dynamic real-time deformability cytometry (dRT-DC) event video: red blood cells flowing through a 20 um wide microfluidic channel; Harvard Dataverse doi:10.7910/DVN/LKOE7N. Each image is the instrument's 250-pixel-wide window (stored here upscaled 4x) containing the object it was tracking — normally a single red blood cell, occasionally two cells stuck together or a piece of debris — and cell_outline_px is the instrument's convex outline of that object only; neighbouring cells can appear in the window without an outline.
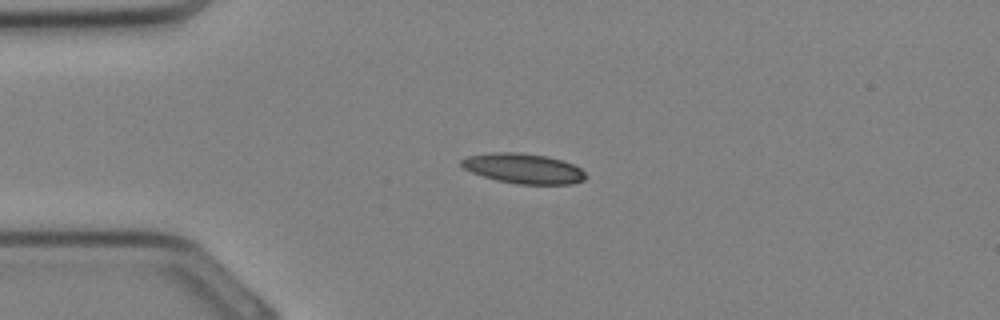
{"species": "Egyptian fruit bat (a non-hibernating species)", "species_latin": "Rousettus aegyptiacus", "temperature_condition": "cold", "stored_images_in_passage": 26, "camera_frame_rate_fps": 3000, "um_per_image_px": 0.085, "animal": {"sex": "female"}, "frame": {"image": 1, "passage_image": 1, "time_ms": 0.0, "image_size_px": [1000, 320], "cell_outline_px": [[584, 180], [572, 184], [516, 184], [496, 180], [472, 172], [464, 168], [460, 164], [460, 160], [468, 156], [488, 152], [520, 152], [548, 156], [572, 164], [580, 168], [584, 172]], "centroid_in_image_um": [44.46, 14.31], "position_along_channel_um": 40.5, "area_um2": 21.73}}
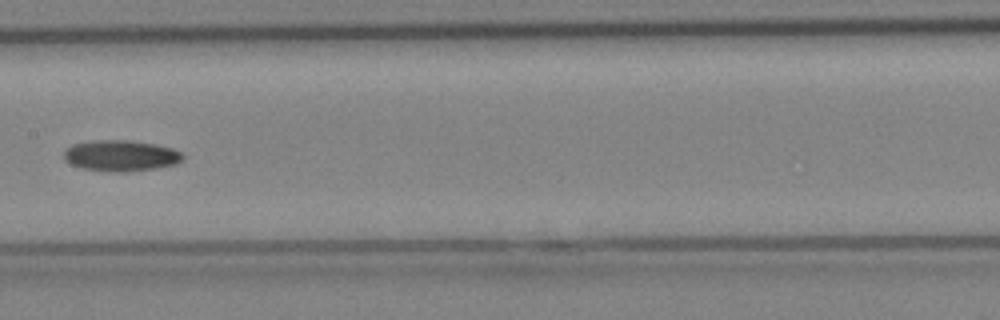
{"frame": {"image": 2, "passage_image": 10, "time_ms": 3.0, "image_size_px": [1000, 320], "cell_outline_px": [[184, 156], [176, 164], [156, 168], [124, 172], [116, 172], [84, 168], [72, 164], [64, 160], [64, 152], [72, 144], [96, 140], [124, 140], [152, 144], [172, 148], [180, 152]], "centroid_in_image_um": [10.26, 13.23], "position_along_channel_um": 197.1, "area_um2": 21.1}}
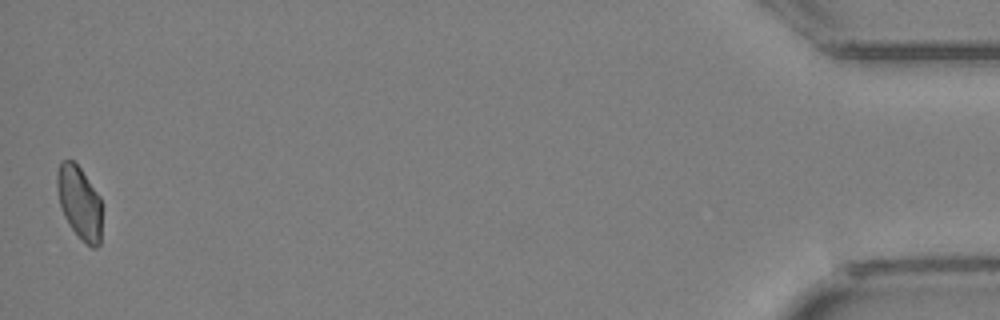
{"frame": {"image": 3, "passage_image": 26, "time_ms": 8.333, "image_size_px": [1000, 320], "cell_outline_px": [[100, 244], [96, 248], [92, 248], [72, 228], [64, 216], [60, 204], [56, 184], [56, 172], [60, 160], [72, 160], [80, 168], [100, 196]], "centroid_in_image_um": [6.73, 17.16], "position_along_channel_um": 428.5, "area_um2": 18.73}}